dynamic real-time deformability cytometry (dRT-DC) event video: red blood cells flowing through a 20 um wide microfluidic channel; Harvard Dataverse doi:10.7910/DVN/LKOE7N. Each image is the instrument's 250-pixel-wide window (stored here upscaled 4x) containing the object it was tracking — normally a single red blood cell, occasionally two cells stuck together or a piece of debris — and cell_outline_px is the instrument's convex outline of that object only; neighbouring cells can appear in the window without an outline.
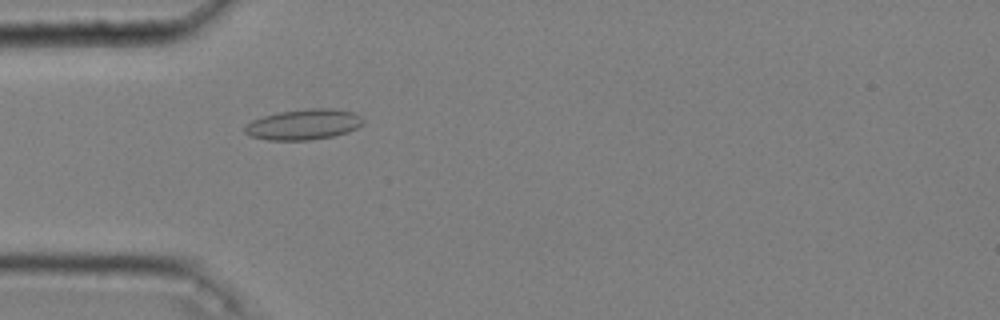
{"species": "common noctule bat (a hibernating species)", "species_latin": "Nyctalus noctula", "temperature_condition": "cold", "stored_images_in_passage": 35, "camera_frame_rate_fps": 3000, "um_per_image_px": 0.085, "animal": {"sex": "male", "body_mass_g": 20.4}, "frame": {"image": 1, "passage_image": 3, "time_ms": 0.667, "image_size_px": [1000, 320], "cell_outline_px": [[364, 120], [356, 128], [348, 132], [332, 136], [308, 140], [268, 140], [248, 136], [244, 132], [244, 128], [252, 120], [264, 116], [280, 112], [308, 108], [332, 108], [352, 112], [360, 116]], "centroid_in_image_um": [25.78, 10.58], "position_along_channel_um": 59.2, "area_um2": 20.92}}
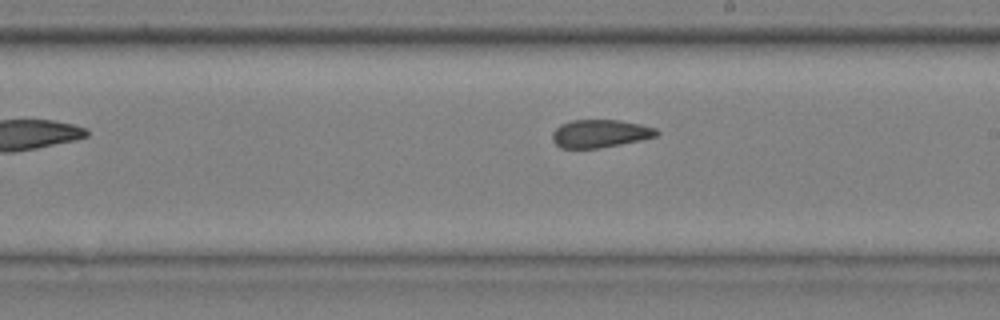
{"frame": {"image": 2, "passage_image": 18, "time_ms": 5.667, "image_size_px": [1000, 320], "cell_outline_px": [[660, 132], [656, 136], [640, 140], [600, 148], [560, 148], [552, 140], [552, 132], [560, 124], [572, 120], [620, 120], [640, 124], [656, 128]], "centroid_in_image_um": [50.99, 11.35], "position_along_channel_um": 238.0, "area_um2": 16.99}}
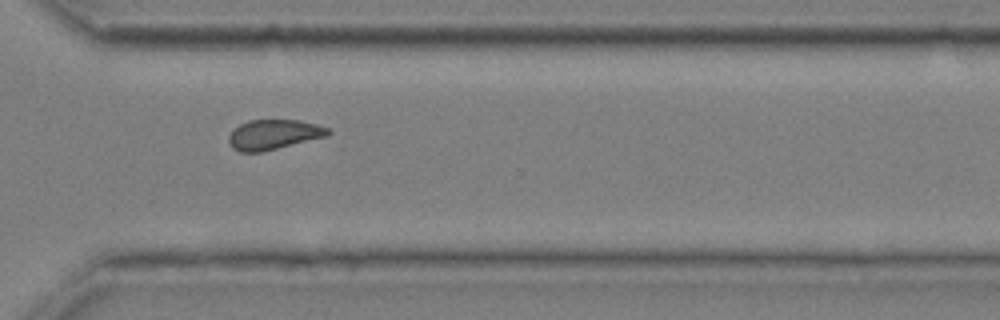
{"frame": {"image": 3, "passage_image": 27, "time_ms": 8.667, "image_size_px": [1000, 320], "cell_outline_px": [[332, 132], [328, 136], [264, 152], [240, 152], [232, 148], [228, 140], [228, 136], [240, 124], [248, 120], [300, 120], [316, 124], [328, 128]], "centroid_in_image_um": [23.28, 11.45], "position_along_channel_um": 347.3, "area_um2": 17.46}, "authors_computed_cell_mechanics": {"area_um2": 17.5134, "velocity_mm_per_s": 3.6313, "shape_relaxation_time_tau1_ms": null, "shape_relaxation_time_tau2_ms": 2.1946, "deformation_change_tau1": null, "deformation_change_tau2": 0.0714}}